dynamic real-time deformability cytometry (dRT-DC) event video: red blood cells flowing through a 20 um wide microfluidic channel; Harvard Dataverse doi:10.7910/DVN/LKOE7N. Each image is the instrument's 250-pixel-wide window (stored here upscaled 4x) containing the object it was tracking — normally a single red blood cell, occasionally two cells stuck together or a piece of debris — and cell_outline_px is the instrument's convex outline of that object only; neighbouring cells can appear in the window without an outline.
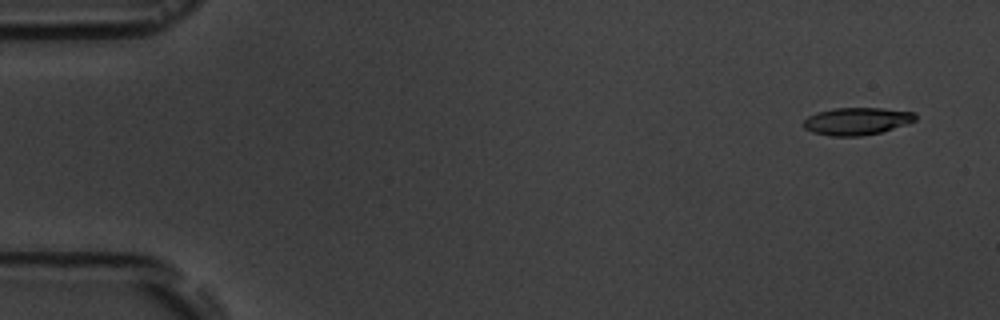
{"species": "common noctule bat (a hibernating species)", "species_latin": "Nyctalus noctula", "temperature_condition": "room temperature", "stored_images_in_passage": 6, "segment_of_instrument_passage": [2, 2], "camera_frame_rate_fps": 3000, "um_per_image_px": 0.085, "animal": {"sex": "male", "body_mass_g": 19.5, "forearm_length_mm": 54.6}, "frame": {"image": 1, "passage_image": 6, "time_ms": 5.667, "image_size_px": [1000, 320], "cell_outline_px": [[916, 120], [908, 124], [880, 132], [860, 136], [832, 136], [812, 132], [804, 128], [804, 120], [808, 116], [816, 112], [836, 108], [880, 108], [916, 112]], "centroid_in_image_um": [72.84, 10.29], "position_along_channel_um": 12.2, "area_um2": 17.86}}